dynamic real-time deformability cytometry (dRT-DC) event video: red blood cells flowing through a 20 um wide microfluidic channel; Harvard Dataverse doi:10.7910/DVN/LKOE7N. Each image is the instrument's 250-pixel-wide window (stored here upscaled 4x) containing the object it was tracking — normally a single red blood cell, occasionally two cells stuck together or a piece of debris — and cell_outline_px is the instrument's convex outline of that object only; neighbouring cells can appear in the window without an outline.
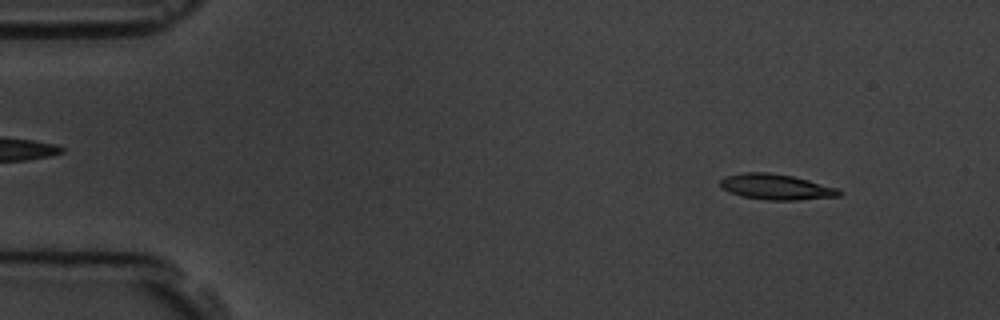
{"species": "common noctule bat (a hibernating species)", "species_latin": "Nyctalus noctula", "temperature_condition": "room temperature", "stored_images_in_passage": 4, "camera_frame_rate_fps": 3000, "um_per_image_px": 0.085, "animal": {"sex": "male", "body_mass_g": 19.5, "forearm_length_mm": 54.6}, "frame": {"image": 1, "passage_image": 1, "time_ms": 0.0, "image_size_px": [1000, 320], "cell_outline_px": [[844, 192], [840, 196], [796, 200], [768, 200], [740, 196], [728, 192], [720, 188], [720, 180], [724, 176], [744, 172], [768, 172], [792, 176], [808, 180], [836, 188]], "centroid_in_image_um": [65.92, 15.88], "position_along_channel_um": 19.1, "area_um2": 17.8}}
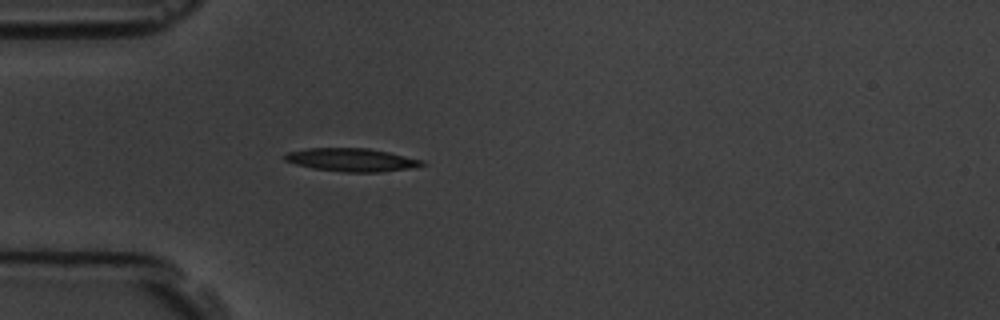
{"frame": {"image": 2, "passage_image": 4, "time_ms": 3.333, "image_size_px": [1000, 320], "cell_outline_px": [[424, 164], [408, 168], [380, 172], [344, 172], [312, 168], [296, 164], [284, 160], [284, 156], [288, 152], [308, 148], [368, 148], [388, 152], [424, 160]], "centroid_in_image_um": [29.86, 13.58], "position_along_channel_um": 55.1, "area_um2": 18.32}}